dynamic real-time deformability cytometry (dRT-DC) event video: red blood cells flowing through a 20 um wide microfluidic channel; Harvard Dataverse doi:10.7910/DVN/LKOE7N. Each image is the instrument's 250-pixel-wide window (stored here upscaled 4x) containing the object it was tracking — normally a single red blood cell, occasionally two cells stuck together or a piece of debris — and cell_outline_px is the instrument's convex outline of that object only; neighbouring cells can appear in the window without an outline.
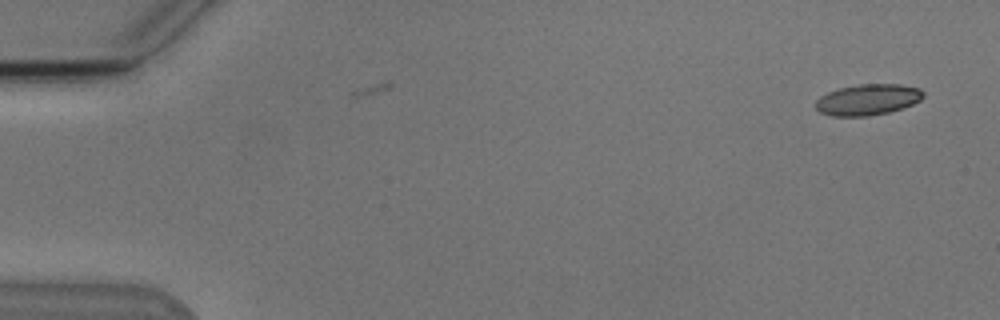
{"species": "Egyptian fruit bat (a non-hibernating species)", "species_latin": "Rousettus aegyptiacus", "temperature_condition": "cold", "stored_images_in_passage": 4, "camera_frame_rate_fps": 3000, "um_per_image_px": 0.085, "animal": {"sex": "male"}, "frame": {"image": 1, "passage_image": 2, "time_ms": 0.333, "image_size_px": [1000, 320], "cell_outline_px": [[924, 96], [920, 100], [912, 104], [888, 112], [868, 116], [832, 116], [820, 112], [816, 108], [816, 100], [820, 96], [828, 92], [840, 88], [860, 84], [900, 84], [920, 88], [924, 92]], "centroid_in_image_um": [73.76, 8.46], "position_along_channel_um": 11.2, "area_um2": 19.36}}